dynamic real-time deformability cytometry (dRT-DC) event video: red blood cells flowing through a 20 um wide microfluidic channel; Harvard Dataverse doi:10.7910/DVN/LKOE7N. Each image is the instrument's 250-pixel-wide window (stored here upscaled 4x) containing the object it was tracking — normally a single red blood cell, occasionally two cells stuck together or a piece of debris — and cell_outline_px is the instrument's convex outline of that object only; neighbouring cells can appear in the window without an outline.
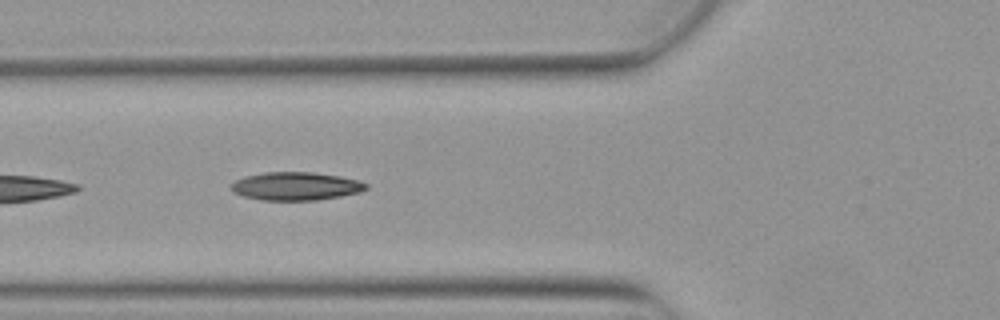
{"species": "Egyptian fruit bat (a non-hibernating species)", "species_latin": "Rousettus aegyptiacus", "temperature_condition": "warm", "stored_images_in_passage": 5, "camera_frame_rate_fps": 3000, "um_per_image_px": 0.085, "animal": {"sex": "female"}, "frame": {"image": 1, "passage_image": 5, "time_ms": 1.333, "image_size_px": [1000, 320], "cell_outline_px": [[368, 188], [360, 192], [340, 196], [316, 200], [260, 200], [244, 196], [232, 192], [232, 184], [236, 180], [244, 176], [264, 172], [312, 172], [340, 176], [360, 180], [368, 184]], "centroid_in_image_um": [25.16, 15.82], "position_along_channel_um": 100.6, "area_um2": 22.2}}